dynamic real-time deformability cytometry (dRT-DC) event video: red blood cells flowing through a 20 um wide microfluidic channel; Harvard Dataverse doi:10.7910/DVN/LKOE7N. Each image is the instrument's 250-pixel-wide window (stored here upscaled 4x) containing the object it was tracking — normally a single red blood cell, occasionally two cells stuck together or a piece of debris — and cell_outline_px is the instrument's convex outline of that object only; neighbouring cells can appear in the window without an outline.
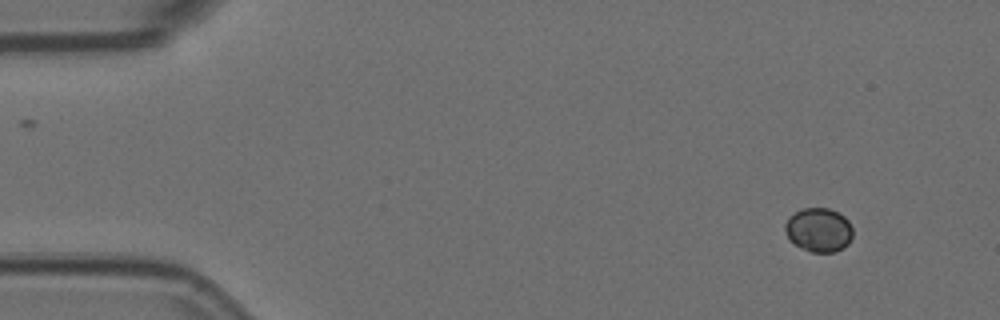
{"species": "Egyptian fruit bat (a non-hibernating species)", "species_latin": "Rousettus aegyptiacus", "temperature_condition": "room temperature", "stored_images_in_passage": 12, "camera_frame_rate_fps": 3000, "um_per_image_px": 0.085, "animal": {"sex": "female"}, "frame": {"image": 1, "passage_image": 1, "time_ms": 0.0, "image_size_px": [1000, 320], "cell_outline_px": [[852, 236], [848, 244], [844, 248], [836, 252], [812, 252], [788, 240], [784, 228], [784, 224], [788, 216], [804, 208], [828, 208], [844, 216], [848, 220], [852, 228]], "centroid_in_image_um": [69.58, 19.54], "position_along_channel_um": 15.4, "area_um2": 17.4}}
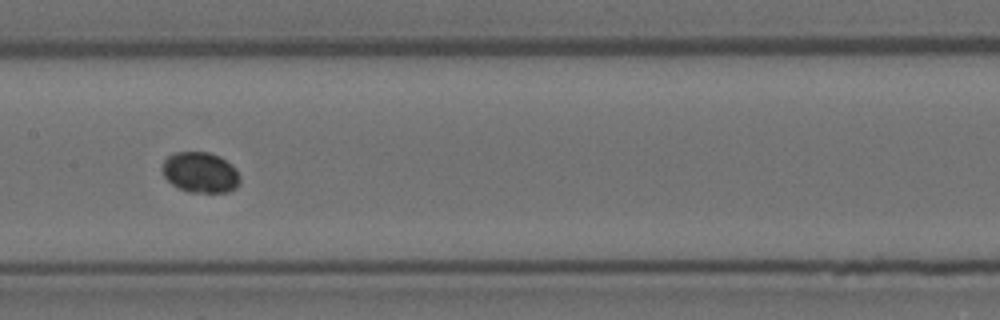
{"frame": {"image": 2, "passage_image": 7, "time_ms": 2.0, "image_size_px": [1000, 320], "cell_outline_px": [[240, 180], [236, 188], [228, 192], [188, 192], [172, 184], [164, 176], [164, 160], [168, 156], [176, 152], [212, 152], [220, 156], [232, 164], [240, 176]], "centroid_in_image_um": [17.07, 14.65], "position_along_channel_um": 190.3, "area_um2": 18.32}}
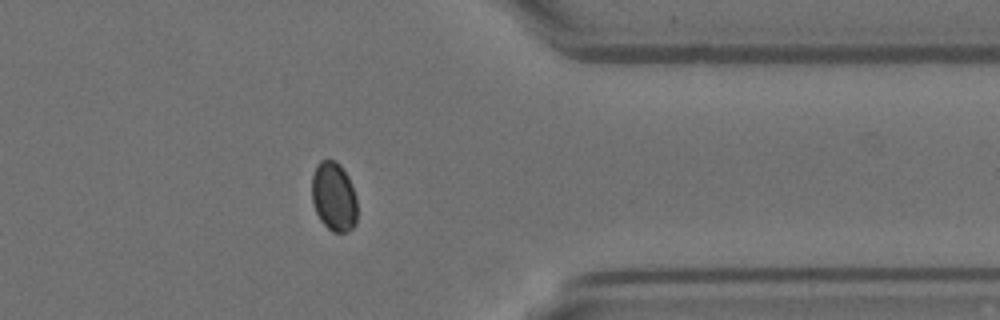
{"frame": {"image": 3, "passage_image": 12, "time_ms": 3.667, "image_size_px": [1000, 320], "cell_outline_px": [[356, 224], [352, 228], [344, 232], [332, 232], [320, 220], [316, 212], [312, 200], [312, 176], [316, 164], [320, 160], [336, 160], [340, 164], [348, 176], [352, 184], [356, 196]], "centroid_in_image_um": [28.37, 16.69], "position_along_channel_um": 383.0, "area_um2": 18.44}}